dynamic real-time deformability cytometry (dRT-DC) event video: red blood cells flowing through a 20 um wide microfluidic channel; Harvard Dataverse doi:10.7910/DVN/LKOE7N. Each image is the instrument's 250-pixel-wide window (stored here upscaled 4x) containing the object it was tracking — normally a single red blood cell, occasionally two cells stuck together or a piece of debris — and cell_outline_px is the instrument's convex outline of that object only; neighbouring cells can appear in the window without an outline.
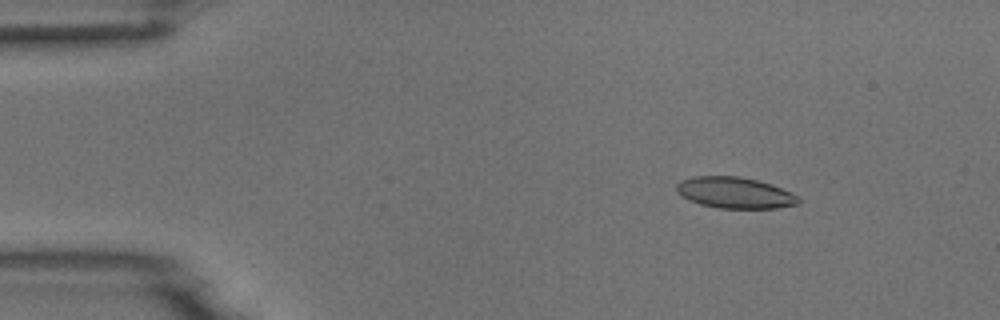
{"species": "common noctule bat (a hibernating species)", "species_latin": "Nyctalus noctula", "temperature_condition": "room temperature", "stored_images_in_passage": 4, "camera_frame_rate_fps": 3000, "um_per_image_px": 0.085, "animal": {"sex": "male", "body_mass_g": 18.8}, "frame": {"image": 1, "passage_image": 2, "time_ms": 2.0, "image_size_px": [1000, 320], "cell_outline_px": [[800, 204], [776, 208], [716, 208], [700, 204], [688, 200], [676, 192], [676, 184], [680, 180], [692, 176], [740, 176], [772, 184], [800, 196]], "centroid_in_image_um": [62.46, 16.38], "position_along_channel_um": 22.5, "area_um2": 22.43}}